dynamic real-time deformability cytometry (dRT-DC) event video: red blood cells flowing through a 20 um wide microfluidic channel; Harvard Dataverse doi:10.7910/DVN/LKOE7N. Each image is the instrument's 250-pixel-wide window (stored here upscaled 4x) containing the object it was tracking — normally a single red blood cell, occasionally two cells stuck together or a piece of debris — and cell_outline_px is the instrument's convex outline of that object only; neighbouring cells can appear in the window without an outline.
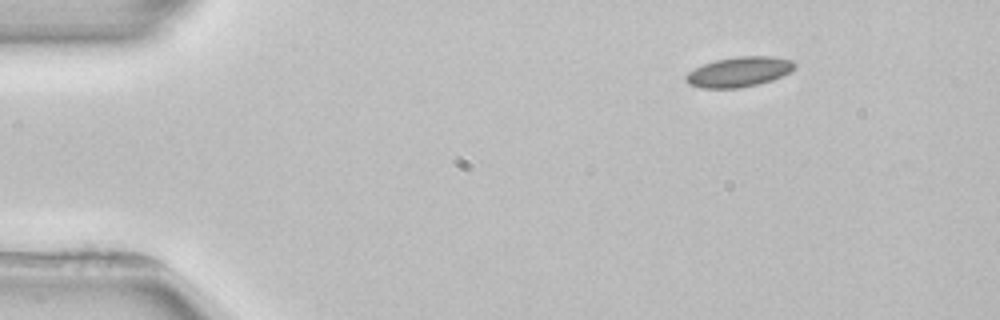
{"species": "common noctule bat (a hibernating species)", "species_latin": "Nyctalus noctula", "temperature_condition": "room temperature", "stored_images_in_passage": 2, "camera_frame_rate_fps": 3000, "um_per_image_px": 0.085, "animal": {"sex": "female", "body_mass_g": 22.7, "forearm_length_mm": 54.2}, "frame": {"image": 1, "passage_image": 1, "time_ms": 0.0, "image_size_px": [1000, 320], "cell_outline_px": [[796, 64], [792, 72], [772, 80], [740, 88], [700, 88], [688, 84], [684, 80], [684, 76], [688, 72], [704, 64], [716, 60], [736, 56], [772, 56], [792, 60]], "centroid_in_image_um": [62.81, 6.11], "position_along_channel_um": 22.2, "area_um2": 19.13}}